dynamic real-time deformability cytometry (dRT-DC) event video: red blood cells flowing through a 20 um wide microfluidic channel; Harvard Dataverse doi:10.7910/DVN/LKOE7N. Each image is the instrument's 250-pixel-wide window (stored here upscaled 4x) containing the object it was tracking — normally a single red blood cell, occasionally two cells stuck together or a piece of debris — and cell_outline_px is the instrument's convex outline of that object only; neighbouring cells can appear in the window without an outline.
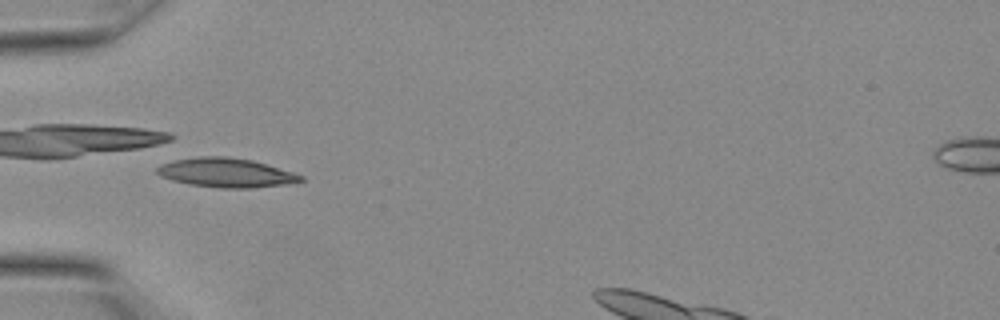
{"species": "Egyptian fruit bat (a non-hibernating species)", "species_latin": "Rousettus aegyptiacus", "temperature_condition": "warm", "stored_images_in_passage": 24, "camera_frame_rate_fps": 3000, "um_per_image_px": 0.085, "animal": {"sex": "female"}, "frame": {"image": 1, "passage_image": 8, "time_ms": 2.333, "image_size_px": [1000, 320], "cell_outline_px": [[304, 180], [288, 184], [252, 188], [220, 188], [192, 184], [172, 180], [160, 176], [156, 172], [156, 168], [160, 164], [172, 160], [200, 156], [224, 156], [252, 160], [292, 172], [304, 176]], "centroid_in_image_um": [19.2, 14.68], "position_along_channel_um": 65.8, "area_um2": 24.39}}
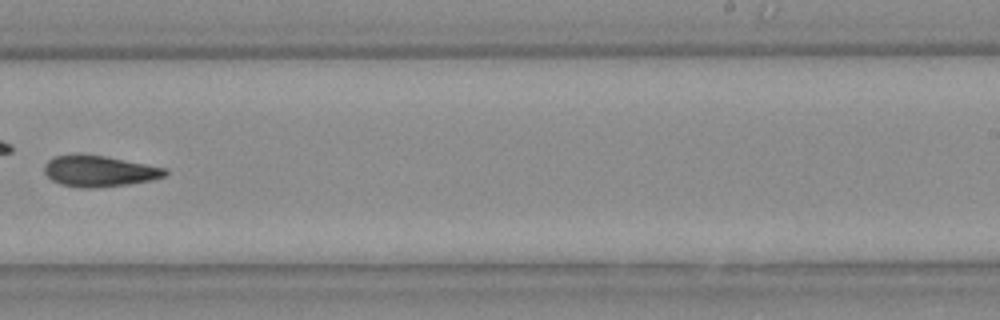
{"frame": {"image": 2, "passage_image": 17, "time_ms": 5.333, "image_size_px": [1000, 320], "cell_outline_px": [[168, 172], [164, 176], [152, 180], [128, 184], [96, 188], [80, 188], [60, 184], [52, 180], [44, 172], [44, 164], [48, 160], [56, 156], [104, 156], [164, 168]], "centroid_in_image_um": [8.42, 14.58], "position_along_channel_um": 280.6, "area_um2": 21.27}}